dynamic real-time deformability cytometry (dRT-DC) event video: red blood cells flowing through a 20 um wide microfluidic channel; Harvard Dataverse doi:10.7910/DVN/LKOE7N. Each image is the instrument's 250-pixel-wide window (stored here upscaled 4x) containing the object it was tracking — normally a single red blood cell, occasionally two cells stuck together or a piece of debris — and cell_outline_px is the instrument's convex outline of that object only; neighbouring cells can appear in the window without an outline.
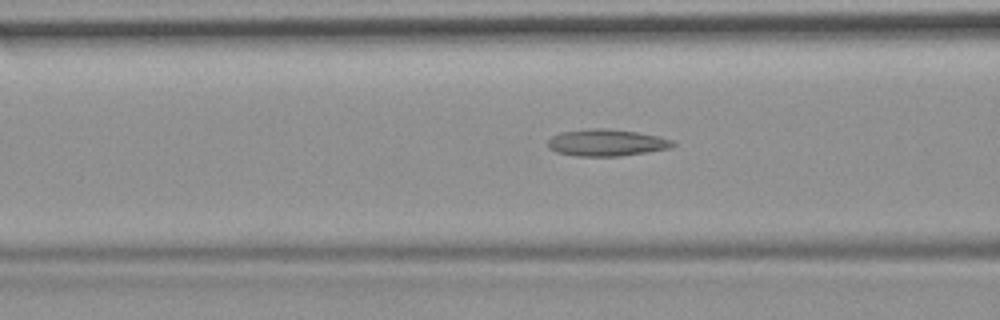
{"species": "common noctule bat (a hibernating species)", "species_latin": "Nyctalus noctula", "temperature_condition": "room temperature", "stored_images_in_passage": 39, "camera_frame_rate_fps": 3000, "um_per_image_px": 0.085, "animal": {"sex": "female", "body_mass_g": 19.9}, "frame": {"image": 1, "passage_image": 6, "time_ms": 1.667, "image_size_px": [1000, 320], "cell_outline_px": [[676, 144], [668, 148], [620, 156], [576, 156], [556, 152], [548, 148], [548, 140], [552, 136], [560, 132], [592, 128], [604, 128], [636, 132], [656, 136], [672, 140]], "centroid_in_image_um": [51.49, 12.12], "position_along_channel_um": 115.1, "area_um2": 19.31}}
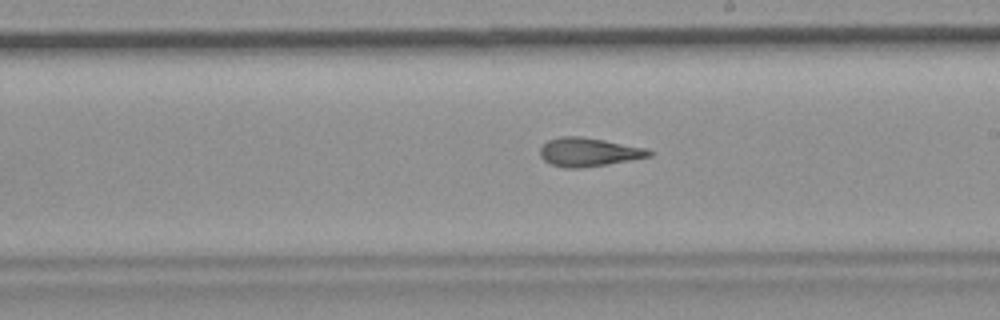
{"frame": {"image": 2, "passage_image": 16, "time_ms": 5.0, "image_size_px": [1000, 320], "cell_outline_px": [[652, 156], [608, 164], [580, 168], [564, 168], [552, 164], [544, 160], [540, 156], [540, 148], [548, 140], [560, 136], [580, 136], [604, 140], [644, 148], [652, 152]], "centroid_in_image_um": [50.0, 12.93], "position_along_channel_um": 239.0, "area_um2": 18.03}}
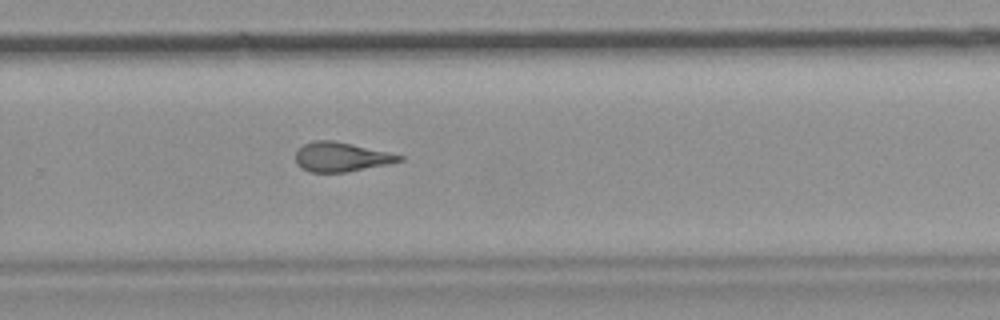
{"frame": {"image": 3, "passage_image": 21, "time_ms": 6.667, "image_size_px": [1000, 320], "cell_outline_px": [[404, 160], [388, 164], [348, 172], [312, 172], [300, 168], [296, 164], [296, 152], [304, 144], [316, 140], [332, 140], [352, 144], [388, 152], [404, 156]], "centroid_in_image_um": [29.0, 13.35], "position_along_channel_um": 300.8, "area_um2": 17.69}, "authors_computed_cell_mechanics": {"area_um2": 18.207, "velocity_mm_per_s": 3.7275, "shape_relaxation_time_tau1_ms": null, "shape_relaxation_time_tau2_ms": 3.9538, "deformation_change_tau1": null, "deformation_change_tau2": 0.1561}}